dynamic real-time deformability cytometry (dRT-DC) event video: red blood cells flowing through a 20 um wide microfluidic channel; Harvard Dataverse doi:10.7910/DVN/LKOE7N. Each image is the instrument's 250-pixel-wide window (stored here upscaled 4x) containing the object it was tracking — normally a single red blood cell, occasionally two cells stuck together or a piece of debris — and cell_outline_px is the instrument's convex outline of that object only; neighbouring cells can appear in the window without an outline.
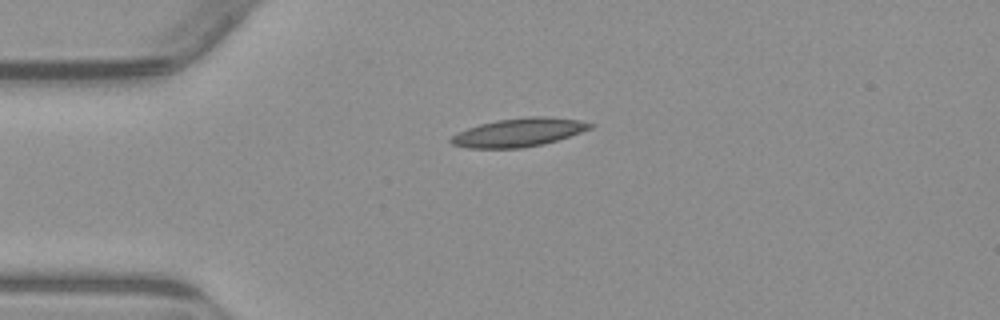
{"species": "common noctule bat (a hibernating species)", "species_latin": "Nyctalus noctula", "temperature_condition": "warm", "stored_images_in_passage": 2, "camera_frame_rate_fps": 3000, "um_per_image_px": 0.085, "animal": {"sex": "male", "body_mass_g": 23.1, "forearm_length_mm": 52.7}, "frame": {"image": 1, "passage_image": 1, "time_ms": 0.0, "image_size_px": [1000, 320], "cell_outline_px": [[596, 124], [592, 128], [544, 144], [520, 148], [468, 148], [452, 144], [448, 140], [452, 136], [468, 128], [480, 124], [496, 120], [528, 116], [548, 116], [580, 120]], "centroid_in_image_um": [44.11, 11.25], "position_along_channel_um": 40.9, "area_um2": 23.0}}